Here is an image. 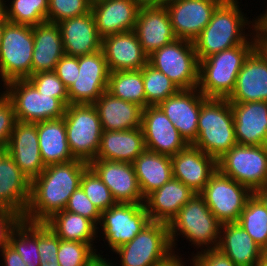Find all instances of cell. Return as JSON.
I'll use <instances>...</instances> for the list:
<instances>
[{
  "label": "cell",
  "mask_w": 267,
  "mask_h": 266,
  "mask_svg": "<svg viewBox=\"0 0 267 266\" xmlns=\"http://www.w3.org/2000/svg\"><path fill=\"white\" fill-rule=\"evenodd\" d=\"M88 167V163L78 159L46 166L31 182L29 206L23 220L45 223L55 213L63 211Z\"/></svg>",
  "instance_id": "1"
},
{
  "label": "cell",
  "mask_w": 267,
  "mask_h": 266,
  "mask_svg": "<svg viewBox=\"0 0 267 266\" xmlns=\"http://www.w3.org/2000/svg\"><path fill=\"white\" fill-rule=\"evenodd\" d=\"M239 3V0H224L214 11L207 26L194 39L193 44L199 61L225 49L244 44L255 33L256 20H249Z\"/></svg>",
  "instance_id": "2"
},
{
  "label": "cell",
  "mask_w": 267,
  "mask_h": 266,
  "mask_svg": "<svg viewBox=\"0 0 267 266\" xmlns=\"http://www.w3.org/2000/svg\"><path fill=\"white\" fill-rule=\"evenodd\" d=\"M255 48L254 33L244 44L200 60L197 89L207 98L228 99L244 61Z\"/></svg>",
  "instance_id": "3"
},
{
  "label": "cell",
  "mask_w": 267,
  "mask_h": 266,
  "mask_svg": "<svg viewBox=\"0 0 267 266\" xmlns=\"http://www.w3.org/2000/svg\"><path fill=\"white\" fill-rule=\"evenodd\" d=\"M220 228L221 223L206 205L204 197L200 193H195L168 224L173 253L178 250V236L184 237V240L191 243L189 245L200 248L201 251L217 248Z\"/></svg>",
  "instance_id": "4"
},
{
  "label": "cell",
  "mask_w": 267,
  "mask_h": 266,
  "mask_svg": "<svg viewBox=\"0 0 267 266\" xmlns=\"http://www.w3.org/2000/svg\"><path fill=\"white\" fill-rule=\"evenodd\" d=\"M236 144L231 103L207 98L201 105L197 139L192 145L218 160Z\"/></svg>",
  "instance_id": "5"
},
{
  "label": "cell",
  "mask_w": 267,
  "mask_h": 266,
  "mask_svg": "<svg viewBox=\"0 0 267 266\" xmlns=\"http://www.w3.org/2000/svg\"><path fill=\"white\" fill-rule=\"evenodd\" d=\"M117 263L105 258V266H155L173 254L168 224L150 222L130 242L113 251ZM118 264V265H117Z\"/></svg>",
  "instance_id": "6"
},
{
  "label": "cell",
  "mask_w": 267,
  "mask_h": 266,
  "mask_svg": "<svg viewBox=\"0 0 267 266\" xmlns=\"http://www.w3.org/2000/svg\"><path fill=\"white\" fill-rule=\"evenodd\" d=\"M33 26L5 21L0 43V79L4 86L32 75Z\"/></svg>",
  "instance_id": "7"
},
{
  "label": "cell",
  "mask_w": 267,
  "mask_h": 266,
  "mask_svg": "<svg viewBox=\"0 0 267 266\" xmlns=\"http://www.w3.org/2000/svg\"><path fill=\"white\" fill-rule=\"evenodd\" d=\"M63 117L73 157L89 164L96 158L103 132L95 106L69 104Z\"/></svg>",
  "instance_id": "8"
},
{
  "label": "cell",
  "mask_w": 267,
  "mask_h": 266,
  "mask_svg": "<svg viewBox=\"0 0 267 266\" xmlns=\"http://www.w3.org/2000/svg\"><path fill=\"white\" fill-rule=\"evenodd\" d=\"M148 63L164 73L179 89L198 87L199 59L193 41L176 38L148 56Z\"/></svg>",
  "instance_id": "9"
},
{
  "label": "cell",
  "mask_w": 267,
  "mask_h": 266,
  "mask_svg": "<svg viewBox=\"0 0 267 266\" xmlns=\"http://www.w3.org/2000/svg\"><path fill=\"white\" fill-rule=\"evenodd\" d=\"M217 167L254 193L267 184V145L236 144L217 160Z\"/></svg>",
  "instance_id": "10"
},
{
  "label": "cell",
  "mask_w": 267,
  "mask_h": 266,
  "mask_svg": "<svg viewBox=\"0 0 267 266\" xmlns=\"http://www.w3.org/2000/svg\"><path fill=\"white\" fill-rule=\"evenodd\" d=\"M150 222L144 203H116L101 212L97 234H103L101 240L113 252L130 242Z\"/></svg>",
  "instance_id": "11"
},
{
  "label": "cell",
  "mask_w": 267,
  "mask_h": 266,
  "mask_svg": "<svg viewBox=\"0 0 267 266\" xmlns=\"http://www.w3.org/2000/svg\"><path fill=\"white\" fill-rule=\"evenodd\" d=\"M12 101L18 121L37 123L64 116L66 106L52 95L41 94L27 79H16L3 86Z\"/></svg>",
  "instance_id": "12"
},
{
  "label": "cell",
  "mask_w": 267,
  "mask_h": 266,
  "mask_svg": "<svg viewBox=\"0 0 267 266\" xmlns=\"http://www.w3.org/2000/svg\"><path fill=\"white\" fill-rule=\"evenodd\" d=\"M206 205L221 224L237 223L247 200L253 193L217 170L200 193Z\"/></svg>",
  "instance_id": "13"
},
{
  "label": "cell",
  "mask_w": 267,
  "mask_h": 266,
  "mask_svg": "<svg viewBox=\"0 0 267 266\" xmlns=\"http://www.w3.org/2000/svg\"><path fill=\"white\" fill-rule=\"evenodd\" d=\"M224 0H163L176 38L194 41Z\"/></svg>",
  "instance_id": "14"
},
{
  "label": "cell",
  "mask_w": 267,
  "mask_h": 266,
  "mask_svg": "<svg viewBox=\"0 0 267 266\" xmlns=\"http://www.w3.org/2000/svg\"><path fill=\"white\" fill-rule=\"evenodd\" d=\"M109 74L102 50L79 56V74L68 88L69 104H93L107 91Z\"/></svg>",
  "instance_id": "15"
},
{
  "label": "cell",
  "mask_w": 267,
  "mask_h": 266,
  "mask_svg": "<svg viewBox=\"0 0 267 266\" xmlns=\"http://www.w3.org/2000/svg\"><path fill=\"white\" fill-rule=\"evenodd\" d=\"M141 128L145 147L152 152L172 157L188 145L158 105L142 109Z\"/></svg>",
  "instance_id": "16"
},
{
  "label": "cell",
  "mask_w": 267,
  "mask_h": 266,
  "mask_svg": "<svg viewBox=\"0 0 267 266\" xmlns=\"http://www.w3.org/2000/svg\"><path fill=\"white\" fill-rule=\"evenodd\" d=\"M206 99L197 88L180 89L158 105L188 145L197 139L198 118Z\"/></svg>",
  "instance_id": "17"
},
{
  "label": "cell",
  "mask_w": 267,
  "mask_h": 266,
  "mask_svg": "<svg viewBox=\"0 0 267 266\" xmlns=\"http://www.w3.org/2000/svg\"><path fill=\"white\" fill-rule=\"evenodd\" d=\"M89 167L109 188L116 203H144L133 163L95 159Z\"/></svg>",
  "instance_id": "18"
},
{
  "label": "cell",
  "mask_w": 267,
  "mask_h": 266,
  "mask_svg": "<svg viewBox=\"0 0 267 266\" xmlns=\"http://www.w3.org/2000/svg\"><path fill=\"white\" fill-rule=\"evenodd\" d=\"M5 150L30 182L46 167L40 153L36 123L17 120Z\"/></svg>",
  "instance_id": "19"
},
{
  "label": "cell",
  "mask_w": 267,
  "mask_h": 266,
  "mask_svg": "<svg viewBox=\"0 0 267 266\" xmlns=\"http://www.w3.org/2000/svg\"><path fill=\"white\" fill-rule=\"evenodd\" d=\"M173 178L194 193H201L210 177L218 170L217 160L192 144L171 157Z\"/></svg>",
  "instance_id": "20"
},
{
  "label": "cell",
  "mask_w": 267,
  "mask_h": 266,
  "mask_svg": "<svg viewBox=\"0 0 267 266\" xmlns=\"http://www.w3.org/2000/svg\"><path fill=\"white\" fill-rule=\"evenodd\" d=\"M230 103L267 102V58L256 47L238 73Z\"/></svg>",
  "instance_id": "21"
},
{
  "label": "cell",
  "mask_w": 267,
  "mask_h": 266,
  "mask_svg": "<svg viewBox=\"0 0 267 266\" xmlns=\"http://www.w3.org/2000/svg\"><path fill=\"white\" fill-rule=\"evenodd\" d=\"M134 31L148 56L176 39L163 3L156 7L140 8Z\"/></svg>",
  "instance_id": "22"
},
{
  "label": "cell",
  "mask_w": 267,
  "mask_h": 266,
  "mask_svg": "<svg viewBox=\"0 0 267 266\" xmlns=\"http://www.w3.org/2000/svg\"><path fill=\"white\" fill-rule=\"evenodd\" d=\"M237 144L267 145V102L231 103Z\"/></svg>",
  "instance_id": "23"
},
{
  "label": "cell",
  "mask_w": 267,
  "mask_h": 266,
  "mask_svg": "<svg viewBox=\"0 0 267 266\" xmlns=\"http://www.w3.org/2000/svg\"><path fill=\"white\" fill-rule=\"evenodd\" d=\"M31 182L18 168L11 155L0 152V207L8 208L22 217L29 206Z\"/></svg>",
  "instance_id": "24"
},
{
  "label": "cell",
  "mask_w": 267,
  "mask_h": 266,
  "mask_svg": "<svg viewBox=\"0 0 267 266\" xmlns=\"http://www.w3.org/2000/svg\"><path fill=\"white\" fill-rule=\"evenodd\" d=\"M58 24L66 55L78 57L102 50V38L91 10L83 15L64 19Z\"/></svg>",
  "instance_id": "25"
},
{
  "label": "cell",
  "mask_w": 267,
  "mask_h": 266,
  "mask_svg": "<svg viewBox=\"0 0 267 266\" xmlns=\"http://www.w3.org/2000/svg\"><path fill=\"white\" fill-rule=\"evenodd\" d=\"M102 51L110 72L140 70L148 63L134 30L103 38Z\"/></svg>",
  "instance_id": "26"
},
{
  "label": "cell",
  "mask_w": 267,
  "mask_h": 266,
  "mask_svg": "<svg viewBox=\"0 0 267 266\" xmlns=\"http://www.w3.org/2000/svg\"><path fill=\"white\" fill-rule=\"evenodd\" d=\"M139 7L131 0H102L91 4L100 37L135 29Z\"/></svg>",
  "instance_id": "27"
},
{
  "label": "cell",
  "mask_w": 267,
  "mask_h": 266,
  "mask_svg": "<svg viewBox=\"0 0 267 266\" xmlns=\"http://www.w3.org/2000/svg\"><path fill=\"white\" fill-rule=\"evenodd\" d=\"M193 195L195 193L184 183L172 178L149 194L145 198L144 206L152 222L169 224Z\"/></svg>",
  "instance_id": "28"
},
{
  "label": "cell",
  "mask_w": 267,
  "mask_h": 266,
  "mask_svg": "<svg viewBox=\"0 0 267 266\" xmlns=\"http://www.w3.org/2000/svg\"><path fill=\"white\" fill-rule=\"evenodd\" d=\"M145 149L141 127L123 131L103 130L95 159L133 163Z\"/></svg>",
  "instance_id": "29"
},
{
  "label": "cell",
  "mask_w": 267,
  "mask_h": 266,
  "mask_svg": "<svg viewBox=\"0 0 267 266\" xmlns=\"http://www.w3.org/2000/svg\"><path fill=\"white\" fill-rule=\"evenodd\" d=\"M33 37L32 74L54 71L56 64L65 54L59 24L45 21L35 25Z\"/></svg>",
  "instance_id": "30"
},
{
  "label": "cell",
  "mask_w": 267,
  "mask_h": 266,
  "mask_svg": "<svg viewBox=\"0 0 267 266\" xmlns=\"http://www.w3.org/2000/svg\"><path fill=\"white\" fill-rule=\"evenodd\" d=\"M236 266H255L264 256V251L238 224H221L217 246Z\"/></svg>",
  "instance_id": "31"
},
{
  "label": "cell",
  "mask_w": 267,
  "mask_h": 266,
  "mask_svg": "<svg viewBox=\"0 0 267 266\" xmlns=\"http://www.w3.org/2000/svg\"><path fill=\"white\" fill-rule=\"evenodd\" d=\"M103 130L123 131L141 127L142 108L105 91L94 103Z\"/></svg>",
  "instance_id": "32"
},
{
  "label": "cell",
  "mask_w": 267,
  "mask_h": 266,
  "mask_svg": "<svg viewBox=\"0 0 267 266\" xmlns=\"http://www.w3.org/2000/svg\"><path fill=\"white\" fill-rule=\"evenodd\" d=\"M40 153L45 166L73 161L64 117L36 123Z\"/></svg>",
  "instance_id": "33"
},
{
  "label": "cell",
  "mask_w": 267,
  "mask_h": 266,
  "mask_svg": "<svg viewBox=\"0 0 267 266\" xmlns=\"http://www.w3.org/2000/svg\"><path fill=\"white\" fill-rule=\"evenodd\" d=\"M145 199L173 178L171 157L145 149L133 162Z\"/></svg>",
  "instance_id": "34"
},
{
  "label": "cell",
  "mask_w": 267,
  "mask_h": 266,
  "mask_svg": "<svg viewBox=\"0 0 267 266\" xmlns=\"http://www.w3.org/2000/svg\"><path fill=\"white\" fill-rule=\"evenodd\" d=\"M52 231L65 241H78L87 244L97 243L100 235L97 226L86 217L66 210L55 213L45 222ZM96 241V242H94Z\"/></svg>",
  "instance_id": "35"
},
{
  "label": "cell",
  "mask_w": 267,
  "mask_h": 266,
  "mask_svg": "<svg viewBox=\"0 0 267 266\" xmlns=\"http://www.w3.org/2000/svg\"><path fill=\"white\" fill-rule=\"evenodd\" d=\"M107 92L116 98L146 108L142 69L110 72Z\"/></svg>",
  "instance_id": "36"
},
{
  "label": "cell",
  "mask_w": 267,
  "mask_h": 266,
  "mask_svg": "<svg viewBox=\"0 0 267 266\" xmlns=\"http://www.w3.org/2000/svg\"><path fill=\"white\" fill-rule=\"evenodd\" d=\"M237 223L263 251L267 250V210L254 194L247 200Z\"/></svg>",
  "instance_id": "37"
},
{
  "label": "cell",
  "mask_w": 267,
  "mask_h": 266,
  "mask_svg": "<svg viewBox=\"0 0 267 266\" xmlns=\"http://www.w3.org/2000/svg\"><path fill=\"white\" fill-rule=\"evenodd\" d=\"M7 0L5 18L15 24L35 26L47 21L49 0ZM10 3V4H9Z\"/></svg>",
  "instance_id": "38"
},
{
  "label": "cell",
  "mask_w": 267,
  "mask_h": 266,
  "mask_svg": "<svg viewBox=\"0 0 267 266\" xmlns=\"http://www.w3.org/2000/svg\"><path fill=\"white\" fill-rule=\"evenodd\" d=\"M27 266H40L38 223L21 220L10 235L9 242Z\"/></svg>",
  "instance_id": "39"
},
{
  "label": "cell",
  "mask_w": 267,
  "mask_h": 266,
  "mask_svg": "<svg viewBox=\"0 0 267 266\" xmlns=\"http://www.w3.org/2000/svg\"><path fill=\"white\" fill-rule=\"evenodd\" d=\"M146 107L157 106L180 89L164 73L149 63L142 68Z\"/></svg>",
  "instance_id": "40"
},
{
  "label": "cell",
  "mask_w": 267,
  "mask_h": 266,
  "mask_svg": "<svg viewBox=\"0 0 267 266\" xmlns=\"http://www.w3.org/2000/svg\"><path fill=\"white\" fill-rule=\"evenodd\" d=\"M94 245V246H93ZM95 244H87L78 241H65L60 239V246L57 252L58 262L60 266H86L97 255L101 253L97 252Z\"/></svg>",
  "instance_id": "41"
},
{
  "label": "cell",
  "mask_w": 267,
  "mask_h": 266,
  "mask_svg": "<svg viewBox=\"0 0 267 266\" xmlns=\"http://www.w3.org/2000/svg\"><path fill=\"white\" fill-rule=\"evenodd\" d=\"M80 186L100 212L116 204L109 188L90 167L82 174Z\"/></svg>",
  "instance_id": "42"
},
{
  "label": "cell",
  "mask_w": 267,
  "mask_h": 266,
  "mask_svg": "<svg viewBox=\"0 0 267 266\" xmlns=\"http://www.w3.org/2000/svg\"><path fill=\"white\" fill-rule=\"evenodd\" d=\"M27 80L41 94L52 95L58 98L66 107L69 105L68 89L54 71L32 74Z\"/></svg>",
  "instance_id": "43"
},
{
  "label": "cell",
  "mask_w": 267,
  "mask_h": 266,
  "mask_svg": "<svg viewBox=\"0 0 267 266\" xmlns=\"http://www.w3.org/2000/svg\"><path fill=\"white\" fill-rule=\"evenodd\" d=\"M90 10V0H49L47 21L59 23L64 19L88 13Z\"/></svg>",
  "instance_id": "44"
},
{
  "label": "cell",
  "mask_w": 267,
  "mask_h": 266,
  "mask_svg": "<svg viewBox=\"0 0 267 266\" xmlns=\"http://www.w3.org/2000/svg\"><path fill=\"white\" fill-rule=\"evenodd\" d=\"M64 210L86 217L87 219L91 220L97 227L101 219V212L88 199L81 186H79L69 197L68 203Z\"/></svg>",
  "instance_id": "45"
},
{
  "label": "cell",
  "mask_w": 267,
  "mask_h": 266,
  "mask_svg": "<svg viewBox=\"0 0 267 266\" xmlns=\"http://www.w3.org/2000/svg\"><path fill=\"white\" fill-rule=\"evenodd\" d=\"M17 119L12 101L0 92V148L6 149Z\"/></svg>",
  "instance_id": "46"
},
{
  "label": "cell",
  "mask_w": 267,
  "mask_h": 266,
  "mask_svg": "<svg viewBox=\"0 0 267 266\" xmlns=\"http://www.w3.org/2000/svg\"><path fill=\"white\" fill-rule=\"evenodd\" d=\"M60 238L45 223H38V251L40 259H58Z\"/></svg>",
  "instance_id": "47"
},
{
  "label": "cell",
  "mask_w": 267,
  "mask_h": 266,
  "mask_svg": "<svg viewBox=\"0 0 267 266\" xmlns=\"http://www.w3.org/2000/svg\"><path fill=\"white\" fill-rule=\"evenodd\" d=\"M191 253L190 266H236L233 261L219 249H209ZM195 255V256H194Z\"/></svg>",
  "instance_id": "48"
},
{
  "label": "cell",
  "mask_w": 267,
  "mask_h": 266,
  "mask_svg": "<svg viewBox=\"0 0 267 266\" xmlns=\"http://www.w3.org/2000/svg\"><path fill=\"white\" fill-rule=\"evenodd\" d=\"M54 72L68 89L79 74V56H68L64 54L56 64Z\"/></svg>",
  "instance_id": "49"
},
{
  "label": "cell",
  "mask_w": 267,
  "mask_h": 266,
  "mask_svg": "<svg viewBox=\"0 0 267 266\" xmlns=\"http://www.w3.org/2000/svg\"><path fill=\"white\" fill-rule=\"evenodd\" d=\"M23 219L21 215L8 208L0 207V249L10 242V235Z\"/></svg>",
  "instance_id": "50"
},
{
  "label": "cell",
  "mask_w": 267,
  "mask_h": 266,
  "mask_svg": "<svg viewBox=\"0 0 267 266\" xmlns=\"http://www.w3.org/2000/svg\"><path fill=\"white\" fill-rule=\"evenodd\" d=\"M0 252V259L2 256L1 261H4L1 266H27L20 254L10 243L0 249Z\"/></svg>",
  "instance_id": "51"
},
{
  "label": "cell",
  "mask_w": 267,
  "mask_h": 266,
  "mask_svg": "<svg viewBox=\"0 0 267 266\" xmlns=\"http://www.w3.org/2000/svg\"><path fill=\"white\" fill-rule=\"evenodd\" d=\"M253 18L256 20V39H267V9Z\"/></svg>",
  "instance_id": "52"
},
{
  "label": "cell",
  "mask_w": 267,
  "mask_h": 266,
  "mask_svg": "<svg viewBox=\"0 0 267 266\" xmlns=\"http://www.w3.org/2000/svg\"><path fill=\"white\" fill-rule=\"evenodd\" d=\"M139 8L156 7L163 3V0H131Z\"/></svg>",
  "instance_id": "53"
},
{
  "label": "cell",
  "mask_w": 267,
  "mask_h": 266,
  "mask_svg": "<svg viewBox=\"0 0 267 266\" xmlns=\"http://www.w3.org/2000/svg\"><path fill=\"white\" fill-rule=\"evenodd\" d=\"M253 194L264 204L267 210V184Z\"/></svg>",
  "instance_id": "54"
},
{
  "label": "cell",
  "mask_w": 267,
  "mask_h": 266,
  "mask_svg": "<svg viewBox=\"0 0 267 266\" xmlns=\"http://www.w3.org/2000/svg\"><path fill=\"white\" fill-rule=\"evenodd\" d=\"M256 47L267 58V39H256Z\"/></svg>",
  "instance_id": "55"
},
{
  "label": "cell",
  "mask_w": 267,
  "mask_h": 266,
  "mask_svg": "<svg viewBox=\"0 0 267 266\" xmlns=\"http://www.w3.org/2000/svg\"><path fill=\"white\" fill-rule=\"evenodd\" d=\"M40 266H60L58 259H40Z\"/></svg>",
  "instance_id": "56"
},
{
  "label": "cell",
  "mask_w": 267,
  "mask_h": 266,
  "mask_svg": "<svg viewBox=\"0 0 267 266\" xmlns=\"http://www.w3.org/2000/svg\"><path fill=\"white\" fill-rule=\"evenodd\" d=\"M86 266H105V258L97 255L88 265Z\"/></svg>",
  "instance_id": "57"
},
{
  "label": "cell",
  "mask_w": 267,
  "mask_h": 266,
  "mask_svg": "<svg viewBox=\"0 0 267 266\" xmlns=\"http://www.w3.org/2000/svg\"><path fill=\"white\" fill-rule=\"evenodd\" d=\"M6 0H0V20L5 17V2Z\"/></svg>",
  "instance_id": "58"
},
{
  "label": "cell",
  "mask_w": 267,
  "mask_h": 266,
  "mask_svg": "<svg viewBox=\"0 0 267 266\" xmlns=\"http://www.w3.org/2000/svg\"><path fill=\"white\" fill-rule=\"evenodd\" d=\"M5 21H6L5 17L0 20V43H1V39H2L3 27H4Z\"/></svg>",
  "instance_id": "59"
},
{
  "label": "cell",
  "mask_w": 267,
  "mask_h": 266,
  "mask_svg": "<svg viewBox=\"0 0 267 266\" xmlns=\"http://www.w3.org/2000/svg\"><path fill=\"white\" fill-rule=\"evenodd\" d=\"M255 266H267V260L263 257Z\"/></svg>",
  "instance_id": "60"
},
{
  "label": "cell",
  "mask_w": 267,
  "mask_h": 266,
  "mask_svg": "<svg viewBox=\"0 0 267 266\" xmlns=\"http://www.w3.org/2000/svg\"><path fill=\"white\" fill-rule=\"evenodd\" d=\"M99 1H102V0H90L91 4L95 2H99Z\"/></svg>",
  "instance_id": "61"
},
{
  "label": "cell",
  "mask_w": 267,
  "mask_h": 266,
  "mask_svg": "<svg viewBox=\"0 0 267 266\" xmlns=\"http://www.w3.org/2000/svg\"><path fill=\"white\" fill-rule=\"evenodd\" d=\"M263 257L267 260V250L264 251V256Z\"/></svg>",
  "instance_id": "62"
}]
</instances>
